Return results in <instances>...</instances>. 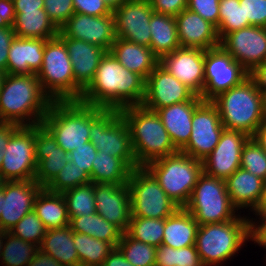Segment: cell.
Instances as JSON below:
<instances>
[{"label":"cell","mask_w":266,"mask_h":266,"mask_svg":"<svg viewBox=\"0 0 266 266\" xmlns=\"http://www.w3.org/2000/svg\"><path fill=\"white\" fill-rule=\"evenodd\" d=\"M26 266H64L55 258L45 254L40 249L35 253L34 258Z\"/></svg>","instance_id":"cell-58"},{"label":"cell","mask_w":266,"mask_h":266,"mask_svg":"<svg viewBox=\"0 0 266 266\" xmlns=\"http://www.w3.org/2000/svg\"><path fill=\"white\" fill-rule=\"evenodd\" d=\"M146 81L129 71L108 51L102 57L91 83L83 90L80 102L118 109L142 105L145 98Z\"/></svg>","instance_id":"cell-1"},{"label":"cell","mask_w":266,"mask_h":266,"mask_svg":"<svg viewBox=\"0 0 266 266\" xmlns=\"http://www.w3.org/2000/svg\"><path fill=\"white\" fill-rule=\"evenodd\" d=\"M211 102L226 130L241 131L252 137L264 122L262 93L249 76L239 85L218 94Z\"/></svg>","instance_id":"cell-4"},{"label":"cell","mask_w":266,"mask_h":266,"mask_svg":"<svg viewBox=\"0 0 266 266\" xmlns=\"http://www.w3.org/2000/svg\"><path fill=\"white\" fill-rule=\"evenodd\" d=\"M15 11H37L44 9V0H13Z\"/></svg>","instance_id":"cell-59"},{"label":"cell","mask_w":266,"mask_h":266,"mask_svg":"<svg viewBox=\"0 0 266 266\" xmlns=\"http://www.w3.org/2000/svg\"><path fill=\"white\" fill-rule=\"evenodd\" d=\"M1 206H2V189H0V216H1Z\"/></svg>","instance_id":"cell-68"},{"label":"cell","mask_w":266,"mask_h":266,"mask_svg":"<svg viewBox=\"0 0 266 266\" xmlns=\"http://www.w3.org/2000/svg\"><path fill=\"white\" fill-rule=\"evenodd\" d=\"M96 212L126 232L131 219L128 184H94Z\"/></svg>","instance_id":"cell-22"},{"label":"cell","mask_w":266,"mask_h":266,"mask_svg":"<svg viewBox=\"0 0 266 266\" xmlns=\"http://www.w3.org/2000/svg\"><path fill=\"white\" fill-rule=\"evenodd\" d=\"M203 101L200 96L195 95L190 101L165 106L156 111L178 151L188 143L193 113Z\"/></svg>","instance_id":"cell-25"},{"label":"cell","mask_w":266,"mask_h":266,"mask_svg":"<svg viewBox=\"0 0 266 266\" xmlns=\"http://www.w3.org/2000/svg\"><path fill=\"white\" fill-rule=\"evenodd\" d=\"M69 226L75 233L89 235L98 240L111 243L115 248L120 242L123 232L109 223L97 212L87 216L69 217Z\"/></svg>","instance_id":"cell-35"},{"label":"cell","mask_w":266,"mask_h":266,"mask_svg":"<svg viewBox=\"0 0 266 266\" xmlns=\"http://www.w3.org/2000/svg\"><path fill=\"white\" fill-rule=\"evenodd\" d=\"M68 50L75 82L84 90L93 80L106 50L82 40L60 37Z\"/></svg>","instance_id":"cell-26"},{"label":"cell","mask_w":266,"mask_h":266,"mask_svg":"<svg viewBox=\"0 0 266 266\" xmlns=\"http://www.w3.org/2000/svg\"><path fill=\"white\" fill-rule=\"evenodd\" d=\"M89 183H91L90 176L85 170H81L69 160L46 189L54 193H63L68 189Z\"/></svg>","instance_id":"cell-44"},{"label":"cell","mask_w":266,"mask_h":266,"mask_svg":"<svg viewBox=\"0 0 266 266\" xmlns=\"http://www.w3.org/2000/svg\"><path fill=\"white\" fill-rule=\"evenodd\" d=\"M73 242L81 266H101L114 246L89 235L73 232Z\"/></svg>","instance_id":"cell-37"},{"label":"cell","mask_w":266,"mask_h":266,"mask_svg":"<svg viewBox=\"0 0 266 266\" xmlns=\"http://www.w3.org/2000/svg\"><path fill=\"white\" fill-rule=\"evenodd\" d=\"M249 73L221 46L205 51L204 88L200 96L211 101L218 94L239 85Z\"/></svg>","instance_id":"cell-13"},{"label":"cell","mask_w":266,"mask_h":266,"mask_svg":"<svg viewBox=\"0 0 266 266\" xmlns=\"http://www.w3.org/2000/svg\"><path fill=\"white\" fill-rule=\"evenodd\" d=\"M16 34L13 28L0 27V69L7 73V61L10 45Z\"/></svg>","instance_id":"cell-53"},{"label":"cell","mask_w":266,"mask_h":266,"mask_svg":"<svg viewBox=\"0 0 266 266\" xmlns=\"http://www.w3.org/2000/svg\"><path fill=\"white\" fill-rule=\"evenodd\" d=\"M253 214H255L257 217L266 216V180L263 182L261 199L257 207L253 210Z\"/></svg>","instance_id":"cell-62"},{"label":"cell","mask_w":266,"mask_h":266,"mask_svg":"<svg viewBox=\"0 0 266 266\" xmlns=\"http://www.w3.org/2000/svg\"><path fill=\"white\" fill-rule=\"evenodd\" d=\"M164 219L131 217L126 234L139 242L159 247L162 244Z\"/></svg>","instance_id":"cell-39"},{"label":"cell","mask_w":266,"mask_h":266,"mask_svg":"<svg viewBox=\"0 0 266 266\" xmlns=\"http://www.w3.org/2000/svg\"><path fill=\"white\" fill-rule=\"evenodd\" d=\"M135 1H143V2H149V3L152 2V0H135Z\"/></svg>","instance_id":"cell-69"},{"label":"cell","mask_w":266,"mask_h":266,"mask_svg":"<svg viewBox=\"0 0 266 266\" xmlns=\"http://www.w3.org/2000/svg\"><path fill=\"white\" fill-rule=\"evenodd\" d=\"M5 75L6 73L0 69V90H1L2 82H3Z\"/></svg>","instance_id":"cell-66"},{"label":"cell","mask_w":266,"mask_h":266,"mask_svg":"<svg viewBox=\"0 0 266 266\" xmlns=\"http://www.w3.org/2000/svg\"><path fill=\"white\" fill-rule=\"evenodd\" d=\"M195 94L165 68L158 64L145 83V98L142 105L152 111L190 101Z\"/></svg>","instance_id":"cell-19"},{"label":"cell","mask_w":266,"mask_h":266,"mask_svg":"<svg viewBox=\"0 0 266 266\" xmlns=\"http://www.w3.org/2000/svg\"><path fill=\"white\" fill-rule=\"evenodd\" d=\"M51 102L37 74L6 73L0 90V121L20 126L40 125Z\"/></svg>","instance_id":"cell-2"},{"label":"cell","mask_w":266,"mask_h":266,"mask_svg":"<svg viewBox=\"0 0 266 266\" xmlns=\"http://www.w3.org/2000/svg\"><path fill=\"white\" fill-rule=\"evenodd\" d=\"M101 266H133L129 261H127L121 251L116 247L107 256L104 263Z\"/></svg>","instance_id":"cell-60"},{"label":"cell","mask_w":266,"mask_h":266,"mask_svg":"<svg viewBox=\"0 0 266 266\" xmlns=\"http://www.w3.org/2000/svg\"><path fill=\"white\" fill-rule=\"evenodd\" d=\"M90 142L97 151L120 158L131 170L138 168L130 133L118 109L103 108L92 120Z\"/></svg>","instance_id":"cell-10"},{"label":"cell","mask_w":266,"mask_h":266,"mask_svg":"<svg viewBox=\"0 0 266 266\" xmlns=\"http://www.w3.org/2000/svg\"><path fill=\"white\" fill-rule=\"evenodd\" d=\"M250 26L244 20L243 7L239 0H219V25L217 33L221 40L226 34Z\"/></svg>","instance_id":"cell-43"},{"label":"cell","mask_w":266,"mask_h":266,"mask_svg":"<svg viewBox=\"0 0 266 266\" xmlns=\"http://www.w3.org/2000/svg\"><path fill=\"white\" fill-rule=\"evenodd\" d=\"M175 19L181 47L206 51L220 46L217 27L197 13L186 8Z\"/></svg>","instance_id":"cell-24"},{"label":"cell","mask_w":266,"mask_h":266,"mask_svg":"<svg viewBox=\"0 0 266 266\" xmlns=\"http://www.w3.org/2000/svg\"><path fill=\"white\" fill-rule=\"evenodd\" d=\"M126 122L137 165L148 163L178 152L156 111L143 105L126 106L119 110Z\"/></svg>","instance_id":"cell-3"},{"label":"cell","mask_w":266,"mask_h":266,"mask_svg":"<svg viewBox=\"0 0 266 266\" xmlns=\"http://www.w3.org/2000/svg\"><path fill=\"white\" fill-rule=\"evenodd\" d=\"M97 153L96 147L89 141L68 154L71 162L91 176L92 162L95 160Z\"/></svg>","instance_id":"cell-49"},{"label":"cell","mask_w":266,"mask_h":266,"mask_svg":"<svg viewBox=\"0 0 266 266\" xmlns=\"http://www.w3.org/2000/svg\"><path fill=\"white\" fill-rule=\"evenodd\" d=\"M15 20L13 0H0V27H12Z\"/></svg>","instance_id":"cell-56"},{"label":"cell","mask_w":266,"mask_h":266,"mask_svg":"<svg viewBox=\"0 0 266 266\" xmlns=\"http://www.w3.org/2000/svg\"><path fill=\"white\" fill-rule=\"evenodd\" d=\"M102 109L80 101H52L41 124L70 153L90 141L91 120Z\"/></svg>","instance_id":"cell-6"},{"label":"cell","mask_w":266,"mask_h":266,"mask_svg":"<svg viewBox=\"0 0 266 266\" xmlns=\"http://www.w3.org/2000/svg\"><path fill=\"white\" fill-rule=\"evenodd\" d=\"M198 228L195 218L184 207H179L164 219L162 244L174 249L195 245Z\"/></svg>","instance_id":"cell-30"},{"label":"cell","mask_w":266,"mask_h":266,"mask_svg":"<svg viewBox=\"0 0 266 266\" xmlns=\"http://www.w3.org/2000/svg\"><path fill=\"white\" fill-rule=\"evenodd\" d=\"M263 97V115H264V121L266 122V90L262 92Z\"/></svg>","instance_id":"cell-64"},{"label":"cell","mask_w":266,"mask_h":266,"mask_svg":"<svg viewBox=\"0 0 266 266\" xmlns=\"http://www.w3.org/2000/svg\"><path fill=\"white\" fill-rule=\"evenodd\" d=\"M155 13L176 16L188 6V0H152L150 3Z\"/></svg>","instance_id":"cell-52"},{"label":"cell","mask_w":266,"mask_h":266,"mask_svg":"<svg viewBox=\"0 0 266 266\" xmlns=\"http://www.w3.org/2000/svg\"><path fill=\"white\" fill-rule=\"evenodd\" d=\"M187 8L218 27L219 0H188Z\"/></svg>","instance_id":"cell-50"},{"label":"cell","mask_w":266,"mask_h":266,"mask_svg":"<svg viewBox=\"0 0 266 266\" xmlns=\"http://www.w3.org/2000/svg\"><path fill=\"white\" fill-rule=\"evenodd\" d=\"M117 38L150 48V21L154 13L149 2L127 0L113 12Z\"/></svg>","instance_id":"cell-17"},{"label":"cell","mask_w":266,"mask_h":266,"mask_svg":"<svg viewBox=\"0 0 266 266\" xmlns=\"http://www.w3.org/2000/svg\"><path fill=\"white\" fill-rule=\"evenodd\" d=\"M224 129L216 106L203 101L193 113L190 139L180 151L202 161L218 144Z\"/></svg>","instance_id":"cell-14"},{"label":"cell","mask_w":266,"mask_h":266,"mask_svg":"<svg viewBox=\"0 0 266 266\" xmlns=\"http://www.w3.org/2000/svg\"><path fill=\"white\" fill-rule=\"evenodd\" d=\"M4 238H5V231L0 230V258H1V254H2Z\"/></svg>","instance_id":"cell-65"},{"label":"cell","mask_w":266,"mask_h":266,"mask_svg":"<svg viewBox=\"0 0 266 266\" xmlns=\"http://www.w3.org/2000/svg\"><path fill=\"white\" fill-rule=\"evenodd\" d=\"M110 52L129 71L140 75L145 81L159 64L153 51L143 45L116 38Z\"/></svg>","instance_id":"cell-29"},{"label":"cell","mask_w":266,"mask_h":266,"mask_svg":"<svg viewBox=\"0 0 266 266\" xmlns=\"http://www.w3.org/2000/svg\"><path fill=\"white\" fill-rule=\"evenodd\" d=\"M150 49L160 60L180 46L175 16L153 13L150 21Z\"/></svg>","instance_id":"cell-33"},{"label":"cell","mask_w":266,"mask_h":266,"mask_svg":"<svg viewBox=\"0 0 266 266\" xmlns=\"http://www.w3.org/2000/svg\"><path fill=\"white\" fill-rule=\"evenodd\" d=\"M69 217L87 216L96 213L94 183L64 191Z\"/></svg>","instance_id":"cell-40"},{"label":"cell","mask_w":266,"mask_h":266,"mask_svg":"<svg viewBox=\"0 0 266 266\" xmlns=\"http://www.w3.org/2000/svg\"><path fill=\"white\" fill-rule=\"evenodd\" d=\"M253 220L256 221L257 218H250L252 242L266 249V216H259V221L256 222Z\"/></svg>","instance_id":"cell-54"},{"label":"cell","mask_w":266,"mask_h":266,"mask_svg":"<svg viewBox=\"0 0 266 266\" xmlns=\"http://www.w3.org/2000/svg\"><path fill=\"white\" fill-rule=\"evenodd\" d=\"M46 231V227L38 218L34 210L27 213L16 225L9 230V232L14 236L26 242L33 243L38 247H40Z\"/></svg>","instance_id":"cell-46"},{"label":"cell","mask_w":266,"mask_h":266,"mask_svg":"<svg viewBox=\"0 0 266 266\" xmlns=\"http://www.w3.org/2000/svg\"><path fill=\"white\" fill-rule=\"evenodd\" d=\"M155 266H203L195 245L174 249L161 244L156 249Z\"/></svg>","instance_id":"cell-41"},{"label":"cell","mask_w":266,"mask_h":266,"mask_svg":"<svg viewBox=\"0 0 266 266\" xmlns=\"http://www.w3.org/2000/svg\"><path fill=\"white\" fill-rule=\"evenodd\" d=\"M220 46L248 73L266 61V28L248 26L226 34Z\"/></svg>","instance_id":"cell-15"},{"label":"cell","mask_w":266,"mask_h":266,"mask_svg":"<svg viewBox=\"0 0 266 266\" xmlns=\"http://www.w3.org/2000/svg\"><path fill=\"white\" fill-rule=\"evenodd\" d=\"M127 184L131 217L165 219L179 208L145 167L132 169Z\"/></svg>","instance_id":"cell-11"},{"label":"cell","mask_w":266,"mask_h":266,"mask_svg":"<svg viewBox=\"0 0 266 266\" xmlns=\"http://www.w3.org/2000/svg\"><path fill=\"white\" fill-rule=\"evenodd\" d=\"M263 182V179L242 168H238L225 180L232 204L238 210L249 208L251 212L261 199Z\"/></svg>","instance_id":"cell-28"},{"label":"cell","mask_w":266,"mask_h":266,"mask_svg":"<svg viewBox=\"0 0 266 266\" xmlns=\"http://www.w3.org/2000/svg\"><path fill=\"white\" fill-rule=\"evenodd\" d=\"M20 127L13 122H0V168L2 165L4 151L13 133Z\"/></svg>","instance_id":"cell-55"},{"label":"cell","mask_w":266,"mask_h":266,"mask_svg":"<svg viewBox=\"0 0 266 266\" xmlns=\"http://www.w3.org/2000/svg\"><path fill=\"white\" fill-rule=\"evenodd\" d=\"M240 168L266 180V152L252 137L243 145Z\"/></svg>","instance_id":"cell-45"},{"label":"cell","mask_w":266,"mask_h":266,"mask_svg":"<svg viewBox=\"0 0 266 266\" xmlns=\"http://www.w3.org/2000/svg\"><path fill=\"white\" fill-rule=\"evenodd\" d=\"M239 215L222 223L199 225L195 247L203 266H222L247 241H252L250 217Z\"/></svg>","instance_id":"cell-5"},{"label":"cell","mask_w":266,"mask_h":266,"mask_svg":"<svg viewBox=\"0 0 266 266\" xmlns=\"http://www.w3.org/2000/svg\"><path fill=\"white\" fill-rule=\"evenodd\" d=\"M37 170L35 125L20 126L4 151L0 174L5 181L34 180Z\"/></svg>","instance_id":"cell-12"},{"label":"cell","mask_w":266,"mask_h":266,"mask_svg":"<svg viewBox=\"0 0 266 266\" xmlns=\"http://www.w3.org/2000/svg\"><path fill=\"white\" fill-rule=\"evenodd\" d=\"M117 248L133 266H155L157 247L153 245L136 241L123 233Z\"/></svg>","instance_id":"cell-42"},{"label":"cell","mask_w":266,"mask_h":266,"mask_svg":"<svg viewBox=\"0 0 266 266\" xmlns=\"http://www.w3.org/2000/svg\"><path fill=\"white\" fill-rule=\"evenodd\" d=\"M41 189L35 180L5 181L2 187L0 230L9 231L31 212Z\"/></svg>","instance_id":"cell-21"},{"label":"cell","mask_w":266,"mask_h":266,"mask_svg":"<svg viewBox=\"0 0 266 266\" xmlns=\"http://www.w3.org/2000/svg\"><path fill=\"white\" fill-rule=\"evenodd\" d=\"M39 249L64 266H80L70 226L46 231Z\"/></svg>","instance_id":"cell-32"},{"label":"cell","mask_w":266,"mask_h":266,"mask_svg":"<svg viewBox=\"0 0 266 266\" xmlns=\"http://www.w3.org/2000/svg\"><path fill=\"white\" fill-rule=\"evenodd\" d=\"M34 212L47 230L69 225L66 200L62 193H54L42 188L34 201Z\"/></svg>","instance_id":"cell-31"},{"label":"cell","mask_w":266,"mask_h":266,"mask_svg":"<svg viewBox=\"0 0 266 266\" xmlns=\"http://www.w3.org/2000/svg\"><path fill=\"white\" fill-rule=\"evenodd\" d=\"M59 37L82 40L110 51L116 37L113 13L91 16L74 13L59 29Z\"/></svg>","instance_id":"cell-16"},{"label":"cell","mask_w":266,"mask_h":266,"mask_svg":"<svg viewBox=\"0 0 266 266\" xmlns=\"http://www.w3.org/2000/svg\"><path fill=\"white\" fill-rule=\"evenodd\" d=\"M35 154L37 170L34 180L46 188L70 160L69 154L42 125H35Z\"/></svg>","instance_id":"cell-23"},{"label":"cell","mask_w":266,"mask_h":266,"mask_svg":"<svg viewBox=\"0 0 266 266\" xmlns=\"http://www.w3.org/2000/svg\"><path fill=\"white\" fill-rule=\"evenodd\" d=\"M249 138L244 132L224 129L218 144L202 160L203 172L215 178L226 180L240 168L241 151Z\"/></svg>","instance_id":"cell-18"},{"label":"cell","mask_w":266,"mask_h":266,"mask_svg":"<svg viewBox=\"0 0 266 266\" xmlns=\"http://www.w3.org/2000/svg\"><path fill=\"white\" fill-rule=\"evenodd\" d=\"M205 50L179 47L159 60V64L186 85L195 95L201 96L204 88Z\"/></svg>","instance_id":"cell-20"},{"label":"cell","mask_w":266,"mask_h":266,"mask_svg":"<svg viewBox=\"0 0 266 266\" xmlns=\"http://www.w3.org/2000/svg\"><path fill=\"white\" fill-rule=\"evenodd\" d=\"M145 168L179 207H185L188 203L198 177L203 172L201 160L194 159L181 151L154 160Z\"/></svg>","instance_id":"cell-8"},{"label":"cell","mask_w":266,"mask_h":266,"mask_svg":"<svg viewBox=\"0 0 266 266\" xmlns=\"http://www.w3.org/2000/svg\"><path fill=\"white\" fill-rule=\"evenodd\" d=\"M47 39L15 36L8 53L7 74H38Z\"/></svg>","instance_id":"cell-27"},{"label":"cell","mask_w":266,"mask_h":266,"mask_svg":"<svg viewBox=\"0 0 266 266\" xmlns=\"http://www.w3.org/2000/svg\"><path fill=\"white\" fill-rule=\"evenodd\" d=\"M249 77L254 81L258 90L262 93L266 90V61L261 65L255 67L250 73Z\"/></svg>","instance_id":"cell-57"},{"label":"cell","mask_w":266,"mask_h":266,"mask_svg":"<svg viewBox=\"0 0 266 266\" xmlns=\"http://www.w3.org/2000/svg\"><path fill=\"white\" fill-rule=\"evenodd\" d=\"M239 5L250 26L266 28V0H239Z\"/></svg>","instance_id":"cell-48"},{"label":"cell","mask_w":266,"mask_h":266,"mask_svg":"<svg viewBox=\"0 0 266 266\" xmlns=\"http://www.w3.org/2000/svg\"><path fill=\"white\" fill-rule=\"evenodd\" d=\"M39 247L33 243L26 242L9 231H5L3 249L1 254V265L4 266H26L33 258Z\"/></svg>","instance_id":"cell-38"},{"label":"cell","mask_w":266,"mask_h":266,"mask_svg":"<svg viewBox=\"0 0 266 266\" xmlns=\"http://www.w3.org/2000/svg\"><path fill=\"white\" fill-rule=\"evenodd\" d=\"M44 10L58 29L75 13L73 0H44Z\"/></svg>","instance_id":"cell-47"},{"label":"cell","mask_w":266,"mask_h":266,"mask_svg":"<svg viewBox=\"0 0 266 266\" xmlns=\"http://www.w3.org/2000/svg\"><path fill=\"white\" fill-rule=\"evenodd\" d=\"M199 225L222 223L236 219L241 213L232 204L225 180L202 172L184 207Z\"/></svg>","instance_id":"cell-9"},{"label":"cell","mask_w":266,"mask_h":266,"mask_svg":"<svg viewBox=\"0 0 266 266\" xmlns=\"http://www.w3.org/2000/svg\"><path fill=\"white\" fill-rule=\"evenodd\" d=\"M252 138L266 152V122L264 121L256 130Z\"/></svg>","instance_id":"cell-61"},{"label":"cell","mask_w":266,"mask_h":266,"mask_svg":"<svg viewBox=\"0 0 266 266\" xmlns=\"http://www.w3.org/2000/svg\"><path fill=\"white\" fill-rule=\"evenodd\" d=\"M75 13L104 16L112 14V11L104 3V0H73Z\"/></svg>","instance_id":"cell-51"},{"label":"cell","mask_w":266,"mask_h":266,"mask_svg":"<svg viewBox=\"0 0 266 266\" xmlns=\"http://www.w3.org/2000/svg\"><path fill=\"white\" fill-rule=\"evenodd\" d=\"M131 171L120 158L98 151L92 162L90 180L94 184H126Z\"/></svg>","instance_id":"cell-36"},{"label":"cell","mask_w":266,"mask_h":266,"mask_svg":"<svg viewBox=\"0 0 266 266\" xmlns=\"http://www.w3.org/2000/svg\"><path fill=\"white\" fill-rule=\"evenodd\" d=\"M37 78L52 101H79L82 97L83 89L74 80L67 47L59 36L46 41Z\"/></svg>","instance_id":"cell-7"},{"label":"cell","mask_w":266,"mask_h":266,"mask_svg":"<svg viewBox=\"0 0 266 266\" xmlns=\"http://www.w3.org/2000/svg\"><path fill=\"white\" fill-rule=\"evenodd\" d=\"M126 1L127 0H104V3L113 12L115 9H118Z\"/></svg>","instance_id":"cell-63"},{"label":"cell","mask_w":266,"mask_h":266,"mask_svg":"<svg viewBox=\"0 0 266 266\" xmlns=\"http://www.w3.org/2000/svg\"><path fill=\"white\" fill-rule=\"evenodd\" d=\"M17 37L52 39L58 36L59 29L49 19L44 9L37 11H15L12 26Z\"/></svg>","instance_id":"cell-34"},{"label":"cell","mask_w":266,"mask_h":266,"mask_svg":"<svg viewBox=\"0 0 266 266\" xmlns=\"http://www.w3.org/2000/svg\"><path fill=\"white\" fill-rule=\"evenodd\" d=\"M4 182H5V180L3 179L2 175L0 174V189H2Z\"/></svg>","instance_id":"cell-67"}]
</instances>
